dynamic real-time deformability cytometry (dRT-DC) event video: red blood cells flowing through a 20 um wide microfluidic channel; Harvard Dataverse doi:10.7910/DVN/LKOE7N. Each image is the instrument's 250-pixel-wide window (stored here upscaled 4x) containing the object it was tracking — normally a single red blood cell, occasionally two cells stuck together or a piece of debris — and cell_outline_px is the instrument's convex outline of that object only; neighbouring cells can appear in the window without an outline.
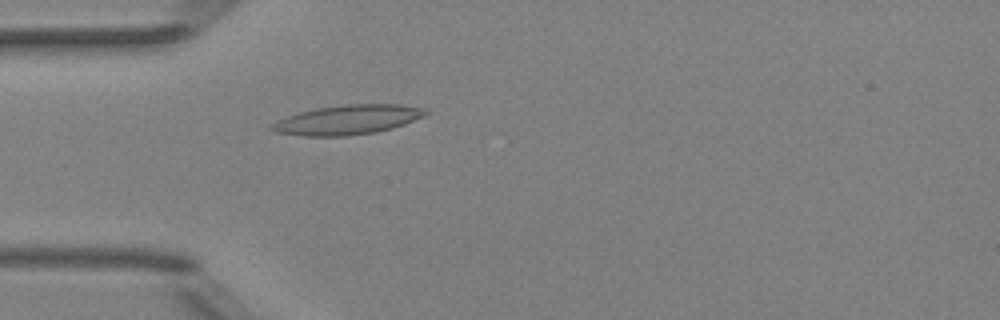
{"species": "Egyptian fruit bat (a non-hibernating species)", "species_latin": "Rousettus aegyptiacus", "temperature_condition": "room temperature", "stored_images_in_passage": 5, "camera_frame_rate_fps": 3000, "um_per_image_px": 0.085, "animal": {"sex": "female"}, "frame": {"image": 1, "passage_image": 5, "time_ms": 4.333, "image_size_px": [1000, 320], "cell_outline_px": [[428, 112], [424, 116], [404, 124], [392, 128], [376, 132], [348, 136], [304, 136], [276, 132], [268, 128], [276, 120], [300, 112], [316, 108], [344, 104], [400, 104], [424, 108]], "centroid_in_image_um": [29.54, 10.18], "position_along_channel_um": 55.5, "area_um2": 26.47}}